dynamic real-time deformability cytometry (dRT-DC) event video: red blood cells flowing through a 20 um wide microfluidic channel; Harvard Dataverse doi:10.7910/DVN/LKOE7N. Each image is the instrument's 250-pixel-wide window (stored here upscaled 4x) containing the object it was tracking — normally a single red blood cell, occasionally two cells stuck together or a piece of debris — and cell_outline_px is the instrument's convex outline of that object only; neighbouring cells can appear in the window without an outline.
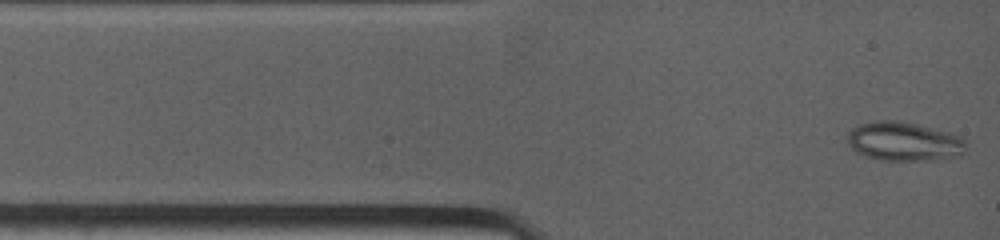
{"species": "common noctule bat (a hibernating species)", "species_latin": "Nyctalus noctula", "temperature_condition": "warm", "stored_images_in_passage": 57, "camera_frame_rate_fps": 4500, "um_per_image_px": 0.085, "animal": {"sex": "female", "body_mass_g": 19.0, "forearm_length_mm": 53.3}, "frame": {"image": 1, "passage_image": 1, "time_ms": 0.0, "image_size_px": [1000, 240], "cell_outline_px": [[964, 152], [960, 156], [936, 160], [880, 160], [856, 152], [844, 140], [844, 136], [852, 128], [860, 124], [876, 120], [896, 120], [916, 124], [948, 132], [960, 136], [964, 140]], "centroid_in_image_um": [76.79, 12.02], "position_along_channel_um": 8.2, "area_um2": 27.11}}
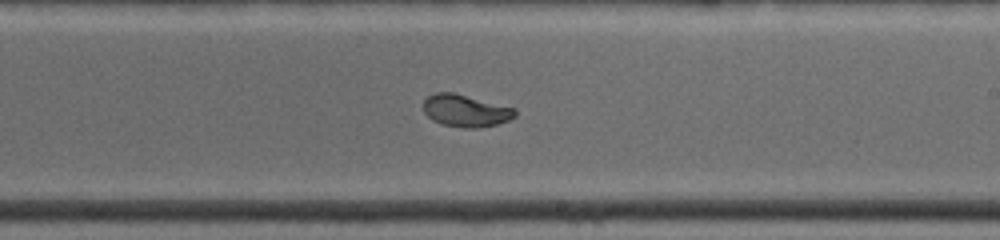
{"frame": {"image": 2, "passage_image": 30, "time_ms": 7.111, "image_size_px": [1000, 240], "cell_outline_px": [[516, 116], [508, 120], [496, 124], [480, 128], [464, 128], [440, 124], [432, 120], [424, 112], [424, 100], [428, 96], [436, 92], [452, 92], [516, 108]], "centroid_in_image_um": [39.57, 9.42], "position_along_channel_um": 249.4, "area_um2": 17.22}}
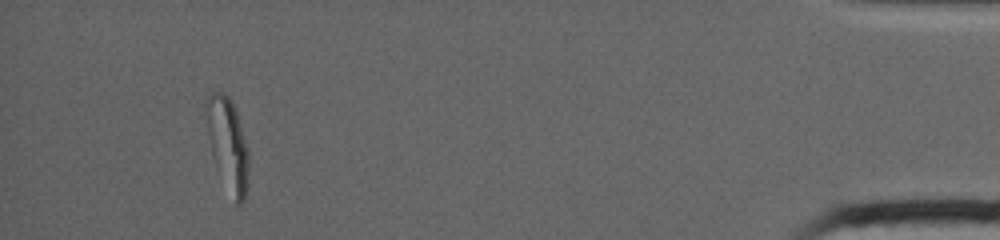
{"frame": {"image": 3, "passage_image": 57, "time_ms": 13.778, "image_size_px": [1000, 240], "cell_outline_px": [[248, 168], [244, 200], [240, 204], [236, 204], [216, 168], [212, 156], [208, 132], [204, 104], [208, 96], [212, 92], [224, 92], [232, 100], [236, 112], [248, 152]], "centroid_in_image_um": [19.33, 12.22], "position_along_channel_um": 415.9, "area_um2": 22.54}}